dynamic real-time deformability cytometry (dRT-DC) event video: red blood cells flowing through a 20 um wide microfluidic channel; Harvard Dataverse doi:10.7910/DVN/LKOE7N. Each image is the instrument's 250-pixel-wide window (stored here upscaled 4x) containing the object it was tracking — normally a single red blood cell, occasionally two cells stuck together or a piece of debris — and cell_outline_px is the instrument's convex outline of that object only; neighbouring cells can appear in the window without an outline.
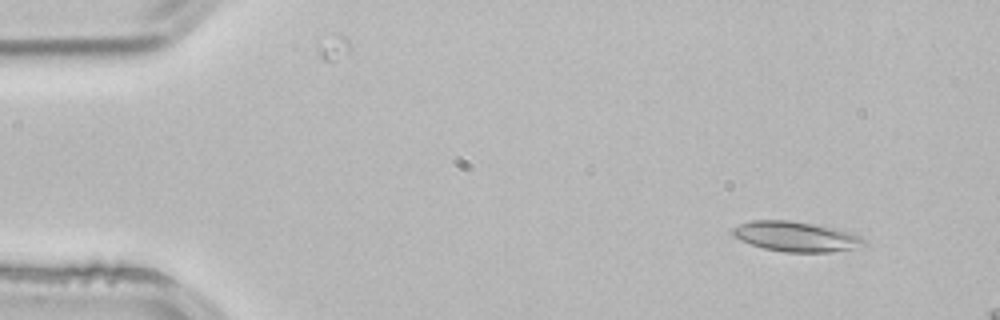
{"species": "common noctule bat (a hibernating species)", "species_latin": "Nyctalus noctula", "temperature_condition": "room temperature", "stored_images_in_passage": 3, "camera_frame_rate_fps": 3000, "um_per_image_px": 0.085, "animal": {"sex": "male", "body_mass_g": 21.5, "forearm_length_mm": 52.0}, "frame": {"image": 1, "passage_image": 1, "time_ms": 0.0, "image_size_px": [1000, 320], "cell_outline_px": [[868, 244], [852, 248], [832, 252], [784, 252], [764, 248], [740, 240], [732, 236], [732, 228], [740, 224], [752, 220], [788, 220], [836, 228], [860, 236]], "centroid_in_image_um": [67.63, 20.1], "position_along_channel_um": 17.4, "area_um2": 22.83}}